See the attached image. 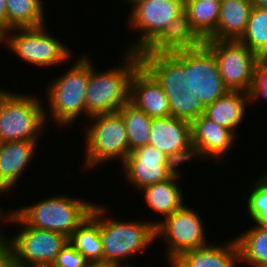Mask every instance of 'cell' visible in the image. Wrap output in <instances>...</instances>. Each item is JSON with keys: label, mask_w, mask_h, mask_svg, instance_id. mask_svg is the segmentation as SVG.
<instances>
[{"label": "cell", "mask_w": 267, "mask_h": 267, "mask_svg": "<svg viewBox=\"0 0 267 267\" xmlns=\"http://www.w3.org/2000/svg\"><path fill=\"white\" fill-rule=\"evenodd\" d=\"M122 66L106 71H95L89 61V81L86 89V116L119 111L130 101V82L141 65L139 53L126 51Z\"/></svg>", "instance_id": "cell-1"}, {"label": "cell", "mask_w": 267, "mask_h": 267, "mask_svg": "<svg viewBox=\"0 0 267 267\" xmlns=\"http://www.w3.org/2000/svg\"><path fill=\"white\" fill-rule=\"evenodd\" d=\"M106 211L104 207L100 206L103 266L134 267L130 263L122 264V259L124 261L134 254L143 253L144 249L153 243L156 239L155 222L111 220V218L107 219L106 216L104 218Z\"/></svg>", "instance_id": "cell-2"}, {"label": "cell", "mask_w": 267, "mask_h": 267, "mask_svg": "<svg viewBox=\"0 0 267 267\" xmlns=\"http://www.w3.org/2000/svg\"><path fill=\"white\" fill-rule=\"evenodd\" d=\"M36 96L0 89V136L3 142L37 141L46 109Z\"/></svg>", "instance_id": "cell-3"}, {"label": "cell", "mask_w": 267, "mask_h": 267, "mask_svg": "<svg viewBox=\"0 0 267 267\" xmlns=\"http://www.w3.org/2000/svg\"><path fill=\"white\" fill-rule=\"evenodd\" d=\"M94 203L70 196H54L14 211L28 226L69 237L90 214Z\"/></svg>", "instance_id": "cell-4"}, {"label": "cell", "mask_w": 267, "mask_h": 267, "mask_svg": "<svg viewBox=\"0 0 267 267\" xmlns=\"http://www.w3.org/2000/svg\"><path fill=\"white\" fill-rule=\"evenodd\" d=\"M7 221L23 227L8 239L9 252L18 267H50L68 242L62 233L28 226L15 212L5 215Z\"/></svg>", "instance_id": "cell-5"}, {"label": "cell", "mask_w": 267, "mask_h": 267, "mask_svg": "<svg viewBox=\"0 0 267 267\" xmlns=\"http://www.w3.org/2000/svg\"><path fill=\"white\" fill-rule=\"evenodd\" d=\"M89 60L79 57L72 68L48 85L49 114L60 125L74 123L79 115H86L85 96L89 81Z\"/></svg>", "instance_id": "cell-6"}, {"label": "cell", "mask_w": 267, "mask_h": 267, "mask_svg": "<svg viewBox=\"0 0 267 267\" xmlns=\"http://www.w3.org/2000/svg\"><path fill=\"white\" fill-rule=\"evenodd\" d=\"M91 125L85 131V166L91 168L109 160L123 163L130 154L127 132L122 115L117 112L90 117ZM122 161V162H121Z\"/></svg>", "instance_id": "cell-7"}, {"label": "cell", "mask_w": 267, "mask_h": 267, "mask_svg": "<svg viewBox=\"0 0 267 267\" xmlns=\"http://www.w3.org/2000/svg\"><path fill=\"white\" fill-rule=\"evenodd\" d=\"M45 29V25L11 29L3 33V43H6L11 52L18 55L21 60L32 66L50 67L64 64L71 58V50L54 36L49 35Z\"/></svg>", "instance_id": "cell-8"}, {"label": "cell", "mask_w": 267, "mask_h": 267, "mask_svg": "<svg viewBox=\"0 0 267 267\" xmlns=\"http://www.w3.org/2000/svg\"><path fill=\"white\" fill-rule=\"evenodd\" d=\"M182 69L186 91L200 99L204 106L212 104L229 89L224 85L213 52L205 45L182 50Z\"/></svg>", "instance_id": "cell-9"}, {"label": "cell", "mask_w": 267, "mask_h": 267, "mask_svg": "<svg viewBox=\"0 0 267 267\" xmlns=\"http://www.w3.org/2000/svg\"><path fill=\"white\" fill-rule=\"evenodd\" d=\"M204 44L215 56L224 85L230 91L250 93L261 59L239 40H205Z\"/></svg>", "instance_id": "cell-10"}, {"label": "cell", "mask_w": 267, "mask_h": 267, "mask_svg": "<svg viewBox=\"0 0 267 267\" xmlns=\"http://www.w3.org/2000/svg\"><path fill=\"white\" fill-rule=\"evenodd\" d=\"M196 210L183 205L164 221H155L156 238L164 237L167 241V258L171 264L182 253L207 246L202 218Z\"/></svg>", "instance_id": "cell-11"}, {"label": "cell", "mask_w": 267, "mask_h": 267, "mask_svg": "<svg viewBox=\"0 0 267 267\" xmlns=\"http://www.w3.org/2000/svg\"><path fill=\"white\" fill-rule=\"evenodd\" d=\"M129 15L130 27L141 32L137 43L127 51H144L176 17L184 12V0H134ZM132 45V47H131Z\"/></svg>", "instance_id": "cell-12"}, {"label": "cell", "mask_w": 267, "mask_h": 267, "mask_svg": "<svg viewBox=\"0 0 267 267\" xmlns=\"http://www.w3.org/2000/svg\"><path fill=\"white\" fill-rule=\"evenodd\" d=\"M121 165L128 181L138 190L166 181L179 171L167 155L149 144L132 150Z\"/></svg>", "instance_id": "cell-13"}, {"label": "cell", "mask_w": 267, "mask_h": 267, "mask_svg": "<svg viewBox=\"0 0 267 267\" xmlns=\"http://www.w3.org/2000/svg\"><path fill=\"white\" fill-rule=\"evenodd\" d=\"M148 144L167 155L177 166L195 158L191 122L184 119L152 118Z\"/></svg>", "instance_id": "cell-14"}, {"label": "cell", "mask_w": 267, "mask_h": 267, "mask_svg": "<svg viewBox=\"0 0 267 267\" xmlns=\"http://www.w3.org/2000/svg\"><path fill=\"white\" fill-rule=\"evenodd\" d=\"M191 128L195 158L222 161L224 154L235 142V132L216 124L203 114L191 122Z\"/></svg>", "instance_id": "cell-15"}, {"label": "cell", "mask_w": 267, "mask_h": 267, "mask_svg": "<svg viewBox=\"0 0 267 267\" xmlns=\"http://www.w3.org/2000/svg\"><path fill=\"white\" fill-rule=\"evenodd\" d=\"M130 102L151 118L171 116L164 91L142 65L136 69L131 78Z\"/></svg>", "instance_id": "cell-16"}, {"label": "cell", "mask_w": 267, "mask_h": 267, "mask_svg": "<svg viewBox=\"0 0 267 267\" xmlns=\"http://www.w3.org/2000/svg\"><path fill=\"white\" fill-rule=\"evenodd\" d=\"M141 65L160 84L166 96L177 95L187 89L182 69V50L171 53H139Z\"/></svg>", "instance_id": "cell-17"}, {"label": "cell", "mask_w": 267, "mask_h": 267, "mask_svg": "<svg viewBox=\"0 0 267 267\" xmlns=\"http://www.w3.org/2000/svg\"><path fill=\"white\" fill-rule=\"evenodd\" d=\"M204 43L205 40L196 32L188 14L184 11L140 53L157 54L197 49Z\"/></svg>", "instance_id": "cell-18"}, {"label": "cell", "mask_w": 267, "mask_h": 267, "mask_svg": "<svg viewBox=\"0 0 267 267\" xmlns=\"http://www.w3.org/2000/svg\"><path fill=\"white\" fill-rule=\"evenodd\" d=\"M37 141L3 142L0 146V192L17 183L36 150Z\"/></svg>", "instance_id": "cell-19"}, {"label": "cell", "mask_w": 267, "mask_h": 267, "mask_svg": "<svg viewBox=\"0 0 267 267\" xmlns=\"http://www.w3.org/2000/svg\"><path fill=\"white\" fill-rule=\"evenodd\" d=\"M240 262L236 240L223 246L210 244L182 253L170 266L172 267H236Z\"/></svg>", "instance_id": "cell-20"}, {"label": "cell", "mask_w": 267, "mask_h": 267, "mask_svg": "<svg viewBox=\"0 0 267 267\" xmlns=\"http://www.w3.org/2000/svg\"><path fill=\"white\" fill-rule=\"evenodd\" d=\"M91 266H103V246L100 236V205L94 204L90 214L68 237Z\"/></svg>", "instance_id": "cell-21"}, {"label": "cell", "mask_w": 267, "mask_h": 267, "mask_svg": "<svg viewBox=\"0 0 267 267\" xmlns=\"http://www.w3.org/2000/svg\"><path fill=\"white\" fill-rule=\"evenodd\" d=\"M252 8L250 0L221 1L215 32L207 40H240L246 31Z\"/></svg>", "instance_id": "cell-22"}, {"label": "cell", "mask_w": 267, "mask_h": 267, "mask_svg": "<svg viewBox=\"0 0 267 267\" xmlns=\"http://www.w3.org/2000/svg\"><path fill=\"white\" fill-rule=\"evenodd\" d=\"M248 104H251L250 93L229 90L215 102L205 106L203 115L234 132L244 119Z\"/></svg>", "instance_id": "cell-23"}, {"label": "cell", "mask_w": 267, "mask_h": 267, "mask_svg": "<svg viewBox=\"0 0 267 267\" xmlns=\"http://www.w3.org/2000/svg\"><path fill=\"white\" fill-rule=\"evenodd\" d=\"M179 173L180 169L168 180L141 189L142 192L144 191L148 207L164 217L171 215L184 205L183 192L176 182Z\"/></svg>", "instance_id": "cell-24"}, {"label": "cell", "mask_w": 267, "mask_h": 267, "mask_svg": "<svg viewBox=\"0 0 267 267\" xmlns=\"http://www.w3.org/2000/svg\"><path fill=\"white\" fill-rule=\"evenodd\" d=\"M240 261L251 267H267V226H256L235 238Z\"/></svg>", "instance_id": "cell-25"}, {"label": "cell", "mask_w": 267, "mask_h": 267, "mask_svg": "<svg viewBox=\"0 0 267 267\" xmlns=\"http://www.w3.org/2000/svg\"><path fill=\"white\" fill-rule=\"evenodd\" d=\"M42 0H6L7 31L45 25Z\"/></svg>", "instance_id": "cell-26"}, {"label": "cell", "mask_w": 267, "mask_h": 267, "mask_svg": "<svg viewBox=\"0 0 267 267\" xmlns=\"http://www.w3.org/2000/svg\"><path fill=\"white\" fill-rule=\"evenodd\" d=\"M184 11L188 14L196 32L207 40L217 26L220 2L209 0H184Z\"/></svg>", "instance_id": "cell-27"}, {"label": "cell", "mask_w": 267, "mask_h": 267, "mask_svg": "<svg viewBox=\"0 0 267 267\" xmlns=\"http://www.w3.org/2000/svg\"><path fill=\"white\" fill-rule=\"evenodd\" d=\"M124 120L130 152L148 145L152 118L128 101L119 111Z\"/></svg>", "instance_id": "cell-28"}, {"label": "cell", "mask_w": 267, "mask_h": 267, "mask_svg": "<svg viewBox=\"0 0 267 267\" xmlns=\"http://www.w3.org/2000/svg\"><path fill=\"white\" fill-rule=\"evenodd\" d=\"M239 41L260 59L267 54V9L253 6L246 31Z\"/></svg>", "instance_id": "cell-29"}, {"label": "cell", "mask_w": 267, "mask_h": 267, "mask_svg": "<svg viewBox=\"0 0 267 267\" xmlns=\"http://www.w3.org/2000/svg\"><path fill=\"white\" fill-rule=\"evenodd\" d=\"M169 102L171 116L192 122L204 113L205 106L200 99L190 95L186 90L180 94L166 96Z\"/></svg>", "instance_id": "cell-30"}, {"label": "cell", "mask_w": 267, "mask_h": 267, "mask_svg": "<svg viewBox=\"0 0 267 267\" xmlns=\"http://www.w3.org/2000/svg\"><path fill=\"white\" fill-rule=\"evenodd\" d=\"M252 188L246 203L248 214L254 223L267 226V181L260 176Z\"/></svg>", "instance_id": "cell-31"}, {"label": "cell", "mask_w": 267, "mask_h": 267, "mask_svg": "<svg viewBox=\"0 0 267 267\" xmlns=\"http://www.w3.org/2000/svg\"><path fill=\"white\" fill-rule=\"evenodd\" d=\"M50 267H92L84 256L69 242L57 254Z\"/></svg>", "instance_id": "cell-32"}, {"label": "cell", "mask_w": 267, "mask_h": 267, "mask_svg": "<svg viewBox=\"0 0 267 267\" xmlns=\"http://www.w3.org/2000/svg\"><path fill=\"white\" fill-rule=\"evenodd\" d=\"M261 96L267 98V64L262 60L256 64L254 69V82L250 91L251 103L262 98Z\"/></svg>", "instance_id": "cell-33"}, {"label": "cell", "mask_w": 267, "mask_h": 267, "mask_svg": "<svg viewBox=\"0 0 267 267\" xmlns=\"http://www.w3.org/2000/svg\"><path fill=\"white\" fill-rule=\"evenodd\" d=\"M0 30L2 33L7 31V5L6 0H0Z\"/></svg>", "instance_id": "cell-34"}, {"label": "cell", "mask_w": 267, "mask_h": 267, "mask_svg": "<svg viewBox=\"0 0 267 267\" xmlns=\"http://www.w3.org/2000/svg\"><path fill=\"white\" fill-rule=\"evenodd\" d=\"M2 231L0 232V260L9 252V243L8 238L3 235ZM4 236V237H3Z\"/></svg>", "instance_id": "cell-35"}, {"label": "cell", "mask_w": 267, "mask_h": 267, "mask_svg": "<svg viewBox=\"0 0 267 267\" xmlns=\"http://www.w3.org/2000/svg\"><path fill=\"white\" fill-rule=\"evenodd\" d=\"M0 267H18L12 258L10 252H8L1 260H0Z\"/></svg>", "instance_id": "cell-36"}, {"label": "cell", "mask_w": 267, "mask_h": 267, "mask_svg": "<svg viewBox=\"0 0 267 267\" xmlns=\"http://www.w3.org/2000/svg\"><path fill=\"white\" fill-rule=\"evenodd\" d=\"M253 6L267 9V0H250Z\"/></svg>", "instance_id": "cell-37"}, {"label": "cell", "mask_w": 267, "mask_h": 267, "mask_svg": "<svg viewBox=\"0 0 267 267\" xmlns=\"http://www.w3.org/2000/svg\"><path fill=\"white\" fill-rule=\"evenodd\" d=\"M261 60L267 64V54L264 57H262Z\"/></svg>", "instance_id": "cell-38"}, {"label": "cell", "mask_w": 267, "mask_h": 267, "mask_svg": "<svg viewBox=\"0 0 267 267\" xmlns=\"http://www.w3.org/2000/svg\"><path fill=\"white\" fill-rule=\"evenodd\" d=\"M3 42V33L0 30V43Z\"/></svg>", "instance_id": "cell-39"}, {"label": "cell", "mask_w": 267, "mask_h": 267, "mask_svg": "<svg viewBox=\"0 0 267 267\" xmlns=\"http://www.w3.org/2000/svg\"><path fill=\"white\" fill-rule=\"evenodd\" d=\"M261 177H263V178L267 181V171H266V173H265L263 176H261Z\"/></svg>", "instance_id": "cell-40"}, {"label": "cell", "mask_w": 267, "mask_h": 267, "mask_svg": "<svg viewBox=\"0 0 267 267\" xmlns=\"http://www.w3.org/2000/svg\"><path fill=\"white\" fill-rule=\"evenodd\" d=\"M2 211H0V218H4L2 215H5ZM1 229V228H0Z\"/></svg>", "instance_id": "cell-41"}, {"label": "cell", "mask_w": 267, "mask_h": 267, "mask_svg": "<svg viewBox=\"0 0 267 267\" xmlns=\"http://www.w3.org/2000/svg\"><path fill=\"white\" fill-rule=\"evenodd\" d=\"M209 1H213V2H221V0H209Z\"/></svg>", "instance_id": "cell-42"}, {"label": "cell", "mask_w": 267, "mask_h": 267, "mask_svg": "<svg viewBox=\"0 0 267 267\" xmlns=\"http://www.w3.org/2000/svg\"><path fill=\"white\" fill-rule=\"evenodd\" d=\"M2 143H3V141H2L1 136H0V146H1Z\"/></svg>", "instance_id": "cell-43"}]
</instances>
